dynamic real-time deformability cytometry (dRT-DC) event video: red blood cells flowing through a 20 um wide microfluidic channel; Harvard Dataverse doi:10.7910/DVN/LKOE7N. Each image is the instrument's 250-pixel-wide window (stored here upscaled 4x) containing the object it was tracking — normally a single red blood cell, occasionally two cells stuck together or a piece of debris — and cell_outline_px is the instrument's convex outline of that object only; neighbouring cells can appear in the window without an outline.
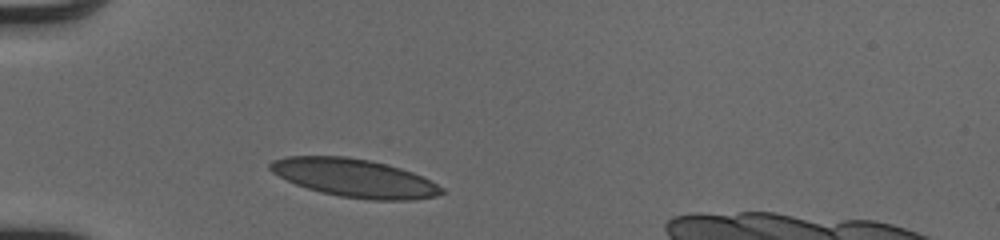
{"species": "human", "species_latin": "Homo sapiens", "temperature_condition": "cold", "stored_images_in_passage": 29, "camera_frame_rate_fps": 3000, "um_per_image_px": 0.085, "donor": {"sex": "male"}, "frame": {"image": 1, "passage_image": 1, "time_ms": 0.0, "image_size_px": [1000, 240], "cell_outline_px": [[444, 192], [436, 196], [416, 200], [372, 200], [340, 196], [320, 192], [296, 184], [272, 172], [268, 168], [268, 164], [272, 160], [288, 156], [348, 156], [372, 160], [388, 164], [412, 172], [444, 188]], "centroid_in_image_um": [30.13, 15.12], "position_along_channel_um": 54.9, "area_um2": 38.15}}
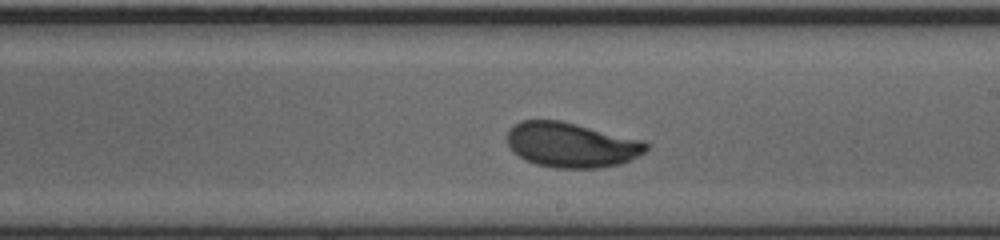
{"frame": {"image": 2, "passage_image": 16, "time_ms": 5.0, "image_size_px": [1000, 240], "cell_outline_px": [[648, 148], [644, 152], [620, 164], [600, 168], [556, 168], [536, 164], [524, 160], [512, 152], [508, 144], [508, 128], [520, 120], [560, 120], [644, 140], [648, 144]], "centroid_in_image_um": [48.53, 12.31], "position_along_channel_um": 240.5, "area_um2": 36.53}}
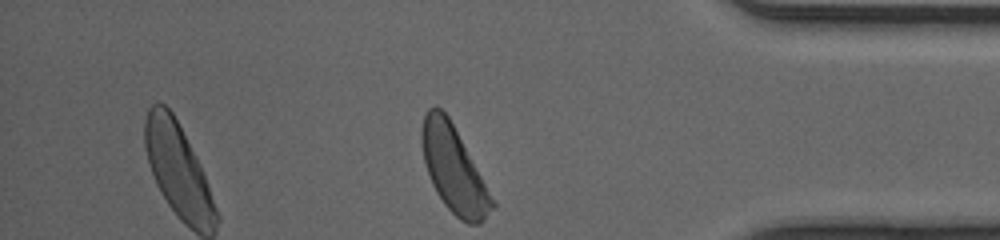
{"frame": {"image": 3, "passage_image": 29, "time_ms": 9.333, "image_size_px": [1000, 240], "cell_outline_px": [[496, 208], [480, 224], [468, 224], [460, 220], [444, 204], [436, 192], [432, 184], [424, 160], [420, 140], [420, 128], [424, 116], [428, 108], [436, 104], [448, 116], [496, 204]], "centroid_in_image_um": [38.55, 14.4], "position_along_channel_um": 396.6, "area_um2": 34.97}, "authors_computed_cell_mechanics": {"area_um2": 36.1828, "velocity_mm_per_s": 4.0633, "shape_relaxation_time_tau1_ms": 2.7208, "shape_relaxation_time_tau2_ms": null, "deformation_change_tau1": 0.1498, "deformation_change_tau2": null}}